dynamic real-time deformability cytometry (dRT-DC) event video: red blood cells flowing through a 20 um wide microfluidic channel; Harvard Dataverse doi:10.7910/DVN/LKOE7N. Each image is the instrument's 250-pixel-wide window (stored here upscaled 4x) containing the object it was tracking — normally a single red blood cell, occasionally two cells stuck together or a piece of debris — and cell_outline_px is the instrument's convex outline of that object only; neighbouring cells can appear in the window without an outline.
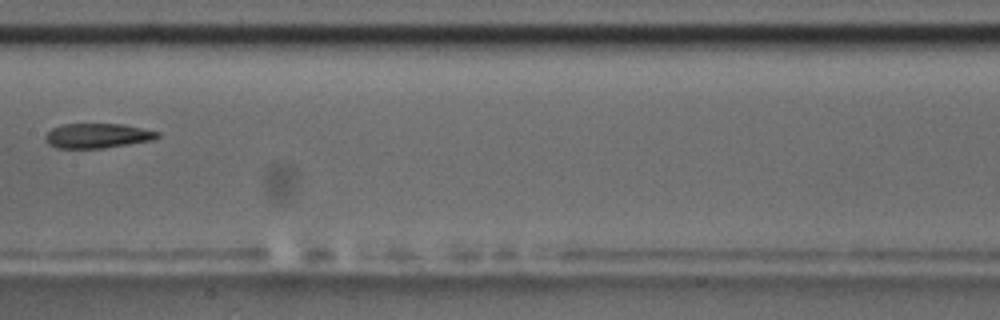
{"species": "common noctule bat (a hibernating species)", "species_latin": "Nyctalus noctula", "temperature_condition": "room temperature", "stored_images_in_passage": 13, "camera_frame_rate_fps": 3000, "um_per_image_px": 0.085, "animal": {"sex": "male", "body_mass_g": 17.5, "forearm_length_mm": 52.3}, "frame": {"image": 1, "passage_image": 8, "time_ms": 9.0, "image_size_px": [1000, 320], "cell_outline_px": [[160, 136], [152, 140], [104, 148], [56, 148], [48, 144], [44, 140], [44, 136], [52, 128], [64, 124], [124, 124], [160, 132]], "centroid_in_image_um": [8.26, 11.54], "position_along_channel_um": 199.1, "area_um2": 16.18}, "authors_computed_cell_mechanics": {"area_um2": 16.762, "velocity_mm_per_s": 3.4832, "shape_relaxation_time_tau1_ms": 3.6727, "shape_relaxation_time_tau2_ms": 4.7852, "deformation_change_tau1": 0.156, "deformation_change_tau2": 0.1193}}